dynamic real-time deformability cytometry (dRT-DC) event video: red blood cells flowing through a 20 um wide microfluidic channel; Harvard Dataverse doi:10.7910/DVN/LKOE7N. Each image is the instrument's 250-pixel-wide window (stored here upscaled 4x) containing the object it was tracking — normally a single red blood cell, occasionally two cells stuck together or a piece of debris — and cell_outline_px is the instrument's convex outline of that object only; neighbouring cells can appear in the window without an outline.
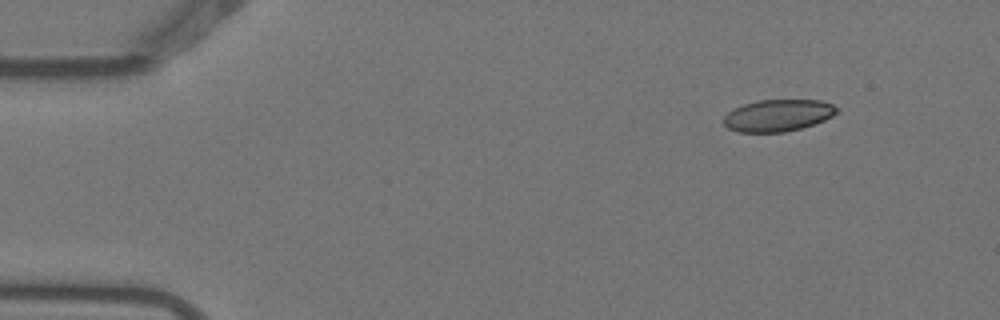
{"species": "Egyptian fruit bat (a non-hibernating species)", "species_latin": "Rousettus aegyptiacus", "temperature_condition": "warm", "stored_images_in_passage": 4, "camera_frame_rate_fps": 3000, "um_per_image_px": 0.085, "animal": {"sex": "female"}, "frame": {"image": 1, "passage_image": 2, "time_ms": 0.333, "image_size_px": [1000, 320], "cell_outline_px": [[836, 112], [832, 116], [824, 120], [800, 128], [784, 132], [736, 132], [728, 128], [724, 124], [724, 116], [728, 112], [744, 104], [756, 100], [820, 100], [832, 104], [836, 108]], "centroid_in_image_um": [66.09, 9.81], "position_along_channel_um": 18.9, "area_um2": 20.81}}
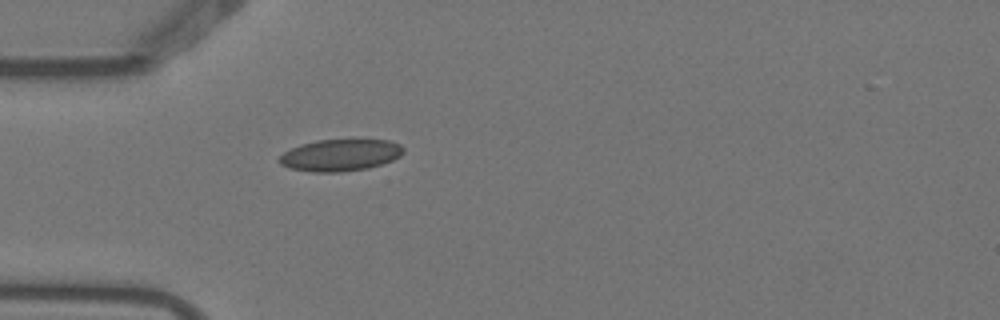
{"frame": {"image": 2, "passage_image": 4, "time_ms": 1.0, "image_size_px": [1000, 320], "cell_outline_px": [[404, 152], [400, 156], [392, 160], [368, 168], [340, 172], [312, 172], [288, 168], [280, 164], [276, 160], [284, 152], [300, 144], [316, 140], [388, 140], [400, 144], [404, 148]], "centroid_in_image_um": [28.89, 13.19], "position_along_channel_um": 56.1, "area_um2": 23.06}}